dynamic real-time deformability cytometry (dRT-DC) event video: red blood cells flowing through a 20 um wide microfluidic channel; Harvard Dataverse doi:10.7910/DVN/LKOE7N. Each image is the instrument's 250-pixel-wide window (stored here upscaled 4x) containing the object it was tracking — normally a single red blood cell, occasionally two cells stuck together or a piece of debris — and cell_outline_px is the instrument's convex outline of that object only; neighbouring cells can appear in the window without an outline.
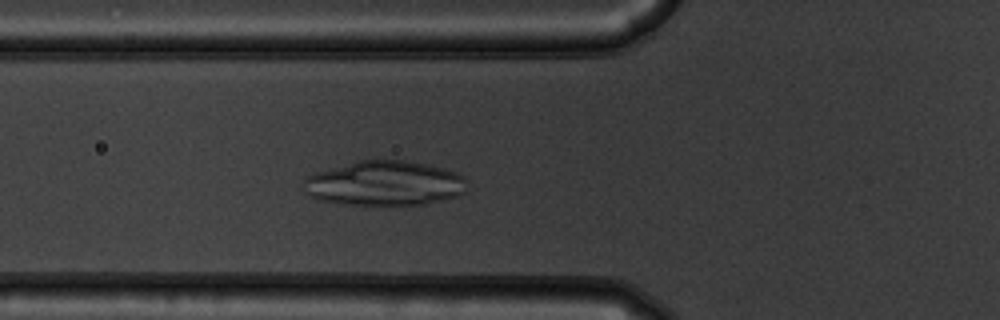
{"species": "common noctule bat (a hibernating species)", "species_latin": "Nyctalus noctula", "temperature_condition": "warm", "stored_images_in_passage": 49, "camera_frame_rate_fps": 3000, "um_per_image_px": 0.085, "animal": {"sex": "male", "body_mass_g": 19.5, "forearm_length_mm": 54.6}, "frame": {"image": 1, "passage_image": 15, "time_ms": 4.667, "image_size_px": [1000, 320], "cell_outline_px": [[468, 180], [464, 192], [456, 196], [424, 204], [340, 204], [316, 200], [308, 196], [304, 192], [304, 180], [308, 176], [316, 172], [360, 160], [404, 160], [428, 164], [444, 168], [456, 172], [464, 176]], "centroid_in_image_um": [32.68, 15.58], "position_along_channel_um": 93.1, "area_um2": 42.66}}
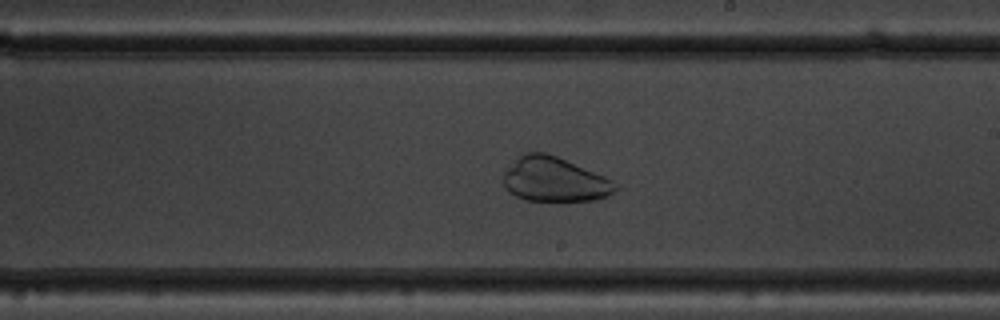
{"frame": {"image": 2, "passage_image": 27, "time_ms": 8.667, "image_size_px": [1000, 320], "cell_outline_px": [[620, 188], [608, 196], [596, 200], [560, 204], [524, 200], [508, 192], [504, 188], [504, 172], [520, 152], [544, 152], [556, 156], [604, 176], [612, 180]], "centroid_in_image_um": [47.12, 15.31], "position_along_channel_um": 241.9, "area_um2": 30.11}}
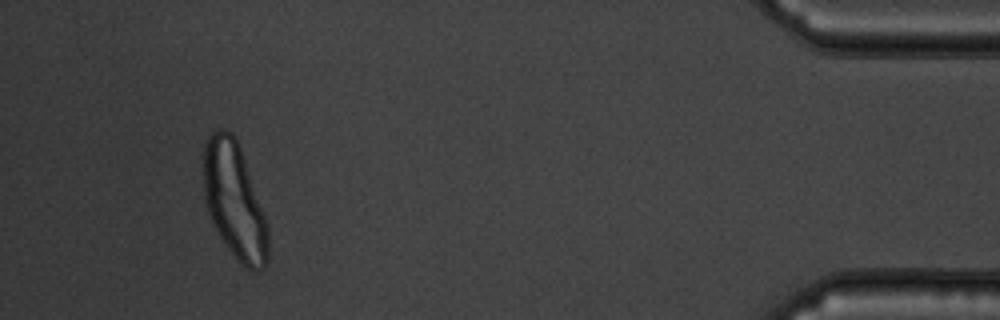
{"frame": {"image": 3, "passage_image": 46, "time_ms": 15.0, "image_size_px": [1000, 320], "cell_outline_px": [[268, 264], [264, 268], [256, 272], [252, 272], [244, 268], [236, 260], [216, 232], [212, 224], [204, 200], [204, 144], [208, 136], [216, 128], [224, 128], [232, 132], [236, 136], [268, 224]], "centroid_in_image_um": [19.93, 17.1], "position_along_channel_um": 415.3, "area_um2": 44.33}}